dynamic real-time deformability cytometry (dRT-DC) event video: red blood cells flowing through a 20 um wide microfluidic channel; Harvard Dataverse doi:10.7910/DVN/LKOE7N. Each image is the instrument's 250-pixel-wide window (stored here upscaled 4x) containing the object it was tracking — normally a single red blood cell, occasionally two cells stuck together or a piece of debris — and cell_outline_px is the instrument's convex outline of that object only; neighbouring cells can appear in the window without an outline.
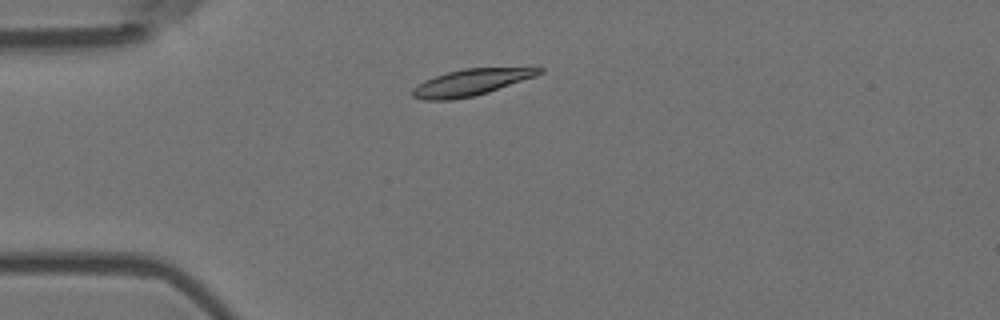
{"species": "Egyptian fruit bat (a non-hibernating species)", "species_latin": "Rousettus aegyptiacus", "temperature_condition": "room temperature", "stored_images_in_passage": 5, "camera_frame_rate_fps": 3000, "um_per_image_px": 0.085, "animal": {"sex": "female"}, "frame": {"image": 1, "passage_image": 3, "time_ms": 0.667, "image_size_px": [1000, 320], "cell_outline_px": [[544, 72], [536, 76], [488, 92], [472, 96], [452, 100], [424, 100], [412, 96], [412, 88], [424, 80], [448, 72], [464, 68], [532, 64], [544, 68]], "centroid_in_image_um": [40.21, 6.93], "position_along_channel_um": 44.8, "area_um2": 20.46}}
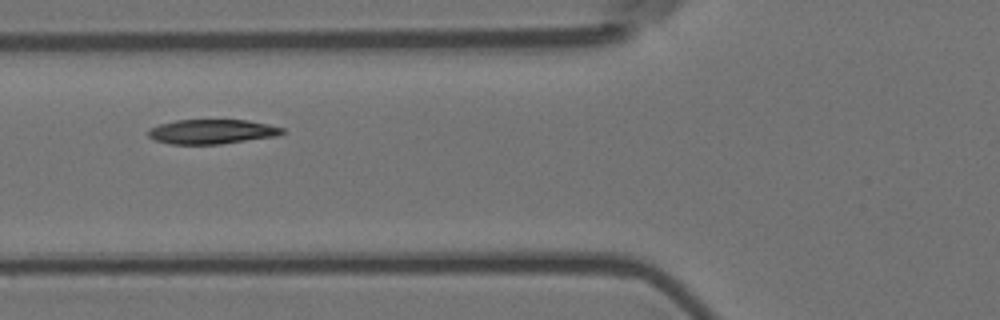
{"frame": {"image": 2, "passage_image": 5, "time_ms": 1.333, "image_size_px": [1000, 320], "cell_outline_px": [[284, 132], [276, 136], [220, 144], [172, 144], [156, 140], [148, 136], [148, 128], [160, 124], [176, 120], [248, 120], [268, 124], [284, 128]], "centroid_in_image_um": [18.0, 11.18], "position_along_channel_um": 107.8, "area_um2": 19.07}}